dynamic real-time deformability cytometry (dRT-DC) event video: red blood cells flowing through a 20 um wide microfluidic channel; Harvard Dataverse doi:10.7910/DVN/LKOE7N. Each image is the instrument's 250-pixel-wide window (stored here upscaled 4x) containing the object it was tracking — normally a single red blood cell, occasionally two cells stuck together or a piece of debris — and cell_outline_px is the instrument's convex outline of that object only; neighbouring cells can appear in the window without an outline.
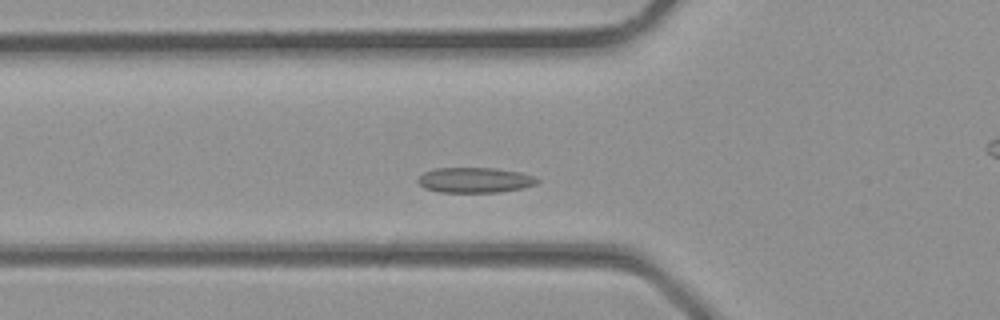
{"species": "common noctule bat (a hibernating species)", "species_latin": "Nyctalus noctula", "temperature_condition": "room temperature", "stored_images_in_passage": 32, "camera_frame_rate_fps": 3000, "um_per_image_px": 0.085, "animal": {"sex": "male", "body_mass_g": 23.1, "forearm_length_mm": 52.7}, "frame": {"image": 1, "passage_image": 8, "time_ms": 2.333, "image_size_px": [1000, 320], "cell_outline_px": [[540, 180], [536, 184], [524, 188], [500, 192], [440, 192], [424, 188], [416, 180], [424, 172], [436, 168], [496, 168], [520, 172], [536, 176]], "centroid_in_image_um": [40.4, 15.3], "position_along_channel_um": 85.4, "area_um2": 17.69}}
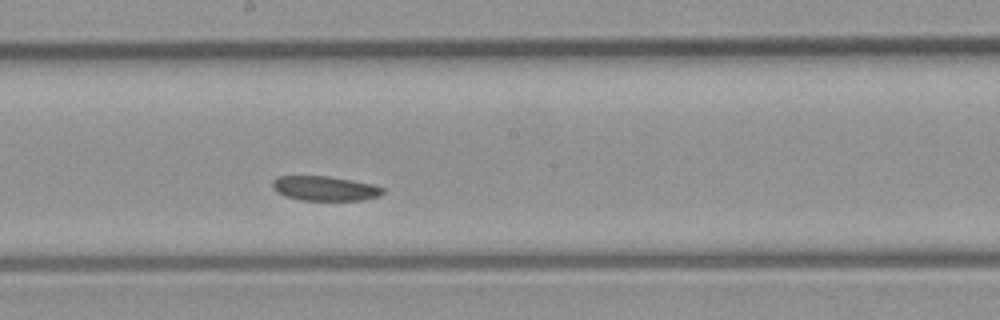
{"frame": {"image": 2, "passage_image": 15, "time_ms": 4.667, "image_size_px": [1000, 320], "cell_outline_px": [[384, 192], [380, 196], [360, 200], [304, 200], [284, 196], [276, 192], [272, 188], [272, 180], [276, 176], [328, 176], [372, 184], [384, 188]], "centroid_in_image_um": [27.57, 16.01], "position_along_channel_um": 220.6, "area_um2": 15.84}}
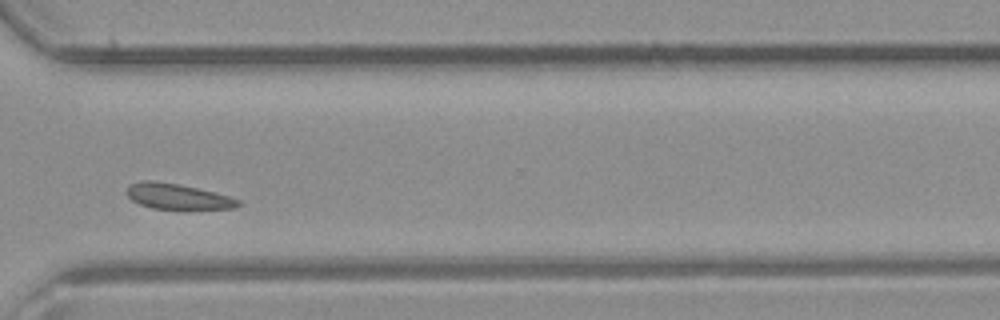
{"frame": {"image": 3, "passage_image": 22, "time_ms": 7.0, "image_size_px": [1000, 320], "cell_outline_px": [[240, 204], [236, 208], [188, 212], [184, 212], [152, 208], [140, 204], [132, 200], [124, 192], [128, 184], [144, 180], [152, 180], [180, 184], [228, 196], [240, 200]], "centroid_in_image_um": [15.1, 16.75], "position_along_channel_um": 355.5, "area_um2": 17.57}}